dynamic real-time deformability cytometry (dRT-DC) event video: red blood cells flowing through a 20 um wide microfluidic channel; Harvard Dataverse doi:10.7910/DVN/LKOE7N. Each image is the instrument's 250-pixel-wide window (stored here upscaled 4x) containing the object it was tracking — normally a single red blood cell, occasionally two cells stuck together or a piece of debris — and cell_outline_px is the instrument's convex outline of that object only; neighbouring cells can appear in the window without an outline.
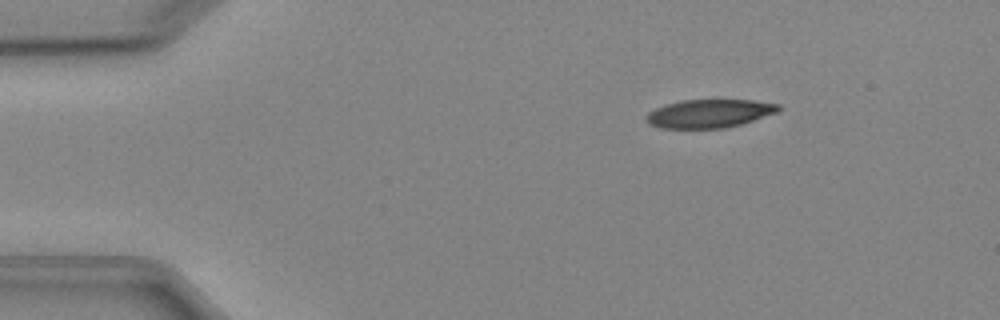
{"species": "Egyptian fruit bat (a non-hibernating species)", "species_latin": "Rousettus aegyptiacus", "temperature_condition": "cold", "stored_images_in_passage": 5, "camera_frame_rate_fps": 3000, "um_per_image_px": 0.085, "animal": {"sex": "female"}, "frame": {"image": 1, "passage_image": 3, "time_ms": 2.333, "image_size_px": [1000, 320], "cell_outline_px": [[780, 112], [740, 124], [724, 128], [660, 128], [648, 124], [644, 120], [648, 112], [656, 108], [680, 100], [752, 100], [780, 104]], "centroid_in_image_um": [60.29, 9.65], "position_along_channel_um": 24.7, "area_um2": 21.91}}